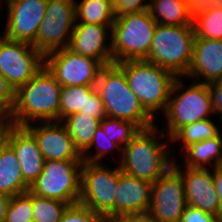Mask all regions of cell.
Wrapping results in <instances>:
<instances>
[{"mask_svg":"<svg viewBox=\"0 0 222 222\" xmlns=\"http://www.w3.org/2000/svg\"><path fill=\"white\" fill-rule=\"evenodd\" d=\"M157 127L155 125L151 128L140 130L122 148L121 158L118 161L122 172L154 183L173 165L175 157H170L172 149L171 147L168 148L172 144L171 139L167 137L166 141L168 142H163V140L161 142L159 139L163 138L165 131Z\"/></svg>","mask_w":222,"mask_h":222,"instance_id":"6da1fadb","label":"cell"},{"mask_svg":"<svg viewBox=\"0 0 222 222\" xmlns=\"http://www.w3.org/2000/svg\"><path fill=\"white\" fill-rule=\"evenodd\" d=\"M62 86L46 66L25 85L16 90L11 120L24 127L34 121H60V91Z\"/></svg>","mask_w":222,"mask_h":222,"instance_id":"7a4b0ae2","label":"cell"},{"mask_svg":"<svg viewBox=\"0 0 222 222\" xmlns=\"http://www.w3.org/2000/svg\"><path fill=\"white\" fill-rule=\"evenodd\" d=\"M95 87L107 117L132 122L140 130L156 125V120L144 109L129 88L123 70L116 63L102 67Z\"/></svg>","mask_w":222,"mask_h":222,"instance_id":"3957f363","label":"cell"},{"mask_svg":"<svg viewBox=\"0 0 222 222\" xmlns=\"http://www.w3.org/2000/svg\"><path fill=\"white\" fill-rule=\"evenodd\" d=\"M124 72L129 88L144 109L156 120L165 112L176 76L146 60H127L116 63Z\"/></svg>","mask_w":222,"mask_h":222,"instance_id":"277c9868","label":"cell"},{"mask_svg":"<svg viewBox=\"0 0 222 222\" xmlns=\"http://www.w3.org/2000/svg\"><path fill=\"white\" fill-rule=\"evenodd\" d=\"M182 79L185 77H176L162 117L166 120V136L170 139L185 125L211 118L214 114L208 84L193 80L185 88Z\"/></svg>","mask_w":222,"mask_h":222,"instance_id":"5b68a950","label":"cell"},{"mask_svg":"<svg viewBox=\"0 0 222 222\" xmlns=\"http://www.w3.org/2000/svg\"><path fill=\"white\" fill-rule=\"evenodd\" d=\"M194 39L193 25L157 24L146 61L184 77L191 64Z\"/></svg>","mask_w":222,"mask_h":222,"instance_id":"8992f818","label":"cell"},{"mask_svg":"<svg viewBox=\"0 0 222 222\" xmlns=\"http://www.w3.org/2000/svg\"><path fill=\"white\" fill-rule=\"evenodd\" d=\"M156 26L149 10L115 18L110 41L113 63L146 60Z\"/></svg>","mask_w":222,"mask_h":222,"instance_id":"52a82bcc","label":"cell"},{"mask_svg":"<svg viewBox=\"0 0 222 222\" xmlns=\"http://www.w3.org/2000/svg\"><path fill=\"white\" fill-rule=\"evenodd\" d=\"M83 160H45L43 171L29 187L42 197L77 204L81 192Z\"/></svg>","mask_w":222,"mask_h":222,"instance_id":"ba28073f","label":"cell"},{"mask_svg":"<svg viewBox=\"0 0 222 222\" xmlns=\"http://www.w3.org/2000/svg\"><path fill=\"white\" fill-rule=\"evenodd\" d=\"M118 168L119 164L112 169L102 163L83 162L78 203L89 207L101 218L114 217Z\"/></svg>","mask_w":222,"mask_h":222,"instance_id":"9c48e42d","label":"cell"},{"mask_svg":"<svg viewBox=\"0 0 222 222\" xmlns=\"http://www.w3.org/2000/svg\"><path fill=\"white\" fill-rule=\"evenodd\" d=\"M75 22V0H48L34 48L45 56L68 47Z\"/></svg>","mask_w":222,"mask_h":222,"instance_id":"30bf717a","label":"cell"},{"mask_svg":"<svg viewBox=\"0 0 222 222\" xmlns=\"http://www.w3.org/2000/svg\"><path fill=\"white\" fill-rule=\"evenodd\" d=\"M45 66V56L33 45L0 36V74L17 90Z\"/></svg>","mask_w":222,"mask_h":222,"instance_id":"8fae6325","label":"cell"},{"mask_svg":"<svg viewBox=\"0 0 222 222\" xmlns=\"http://www.w3.org/2000/svg\"><path fill=\"white\" fill-rule=\"evenodd\" d=\"M45 66L63 86H96L103 65L94 58L77 54L68 47L45 55Z\"/></svg>","mask_w":222,"mask_h":222,"instance_id":"7c38bea8","label":"cell"},{"mask_svg":"<svg viewBox=\"0 0 222 222\" xmlns=\"http://www.w3.org/2000/svg\"><path fill=\"white\" fill-rule=\"evenodd\" d=\"M186 206L182 174L172 165L152 183L148 213L157 222H181Z\"/></svg>","mask_w":222,"mask_h":222,"instance_id":"4fadbf2b","label":"cell"},{"mask_svg":"<svg viewBox=\"0 0 222 222\" xmlns=\"http://www.w3.org/2000/svg\"><path fill=\"white\" fill-rule=\"evenodd\" d=\"M7 18L2 35L33 45L46 12L48 0H5Z\"/></svg>","mask_w":222,"mask_h":222,"instance_id":"5bb4252c","label":"cell"},{"mask_svg":"<svg viewBox=\"0 0 222 222\" xmlns=\"http://www.w3.org/2000/svg\"><path fill=\"white\" fill-rule=\"evenodd\" d=\"M173 166L182 174L187 205L200 208L206 213L222 218V206L213 181V168H188L177 164Z\"/></svg>","mask_w":222,"mask_h":222,"instance_id":"9a60e30c","label":"cell"},{"mask_svg":"<svg viewBox=\"0 0 222 222\" xmlns=\"http://www.w3.org/2000/svg\"><path fill=\"white\" fill-rule=\"evenodd\" d=\"M38 124V125H37ZM24 126L37 140L44 160H82V154L61 121H48Z\"/></svg>","mask_w":222,"mask_h":222,"instance_id":"2e32d148","label":"cell"},{"mask_svg":"<svg viewBox=\"0 0 222 222\" xmlns=\"http://www.w3.org/2000/svg\"><path fill=\"white\" fill-rule=\"evenodd\" d=\"M2 135L4 141L15 152L24 182L30 187L42 173L45 161L37 140L25 127L9 123L5 125Z\"/></svg>","mask_w":222,"mask_h":222,"instance_id":"e0dca14e","label":"cell"},{"mask_svg":"<svg viewBox=\"0 0 222 222\" xmlns=\"http://www.w3.org/2000/svg\"><path fill=\"white\" fill-rule=\"evenodd\" d=\"M111 26L75 23L68 48L77 54L94 58L103 66L112 64L111 42H107L111 41Z\"/></svg>","mask_w":222,"mask_h":222,"instance_id":"ac0fdd59","label":"cell"},{"mask_svg":"<svg viewBox=\"0 0 222 222\" xmlns=\"http://www.w3.org/2000/svg\"><path fill=\"white\" fill-rule=\"evenodd\" d=\"M152 183L132 177L118 168L114 216L148 213Z\"/></svg>","mask_w":222,"mask_h":222,"instance_id":"d6986e66","label":"cell"},{"mask_svg":"<svg viewBox=\"0 0 222 222\" xmlns=\"http://www.w3.org/2000/svg\"><path fill=\"white\" fill-rule=\"evenodd\" d=\"M185 78L209 84L222 78V40L195 38ZM201 77V78H200Z\"/></svg>","mask_w":222,"mask_h":222,"instance_id":"ffe728a7","label":"cell"},{"mask_svg":"<svg viewBox=\"0 0 222 222\" xmlns=\"http://www.w3.org/2000/svg\"><path fill=\"white\" fill-rule=\"evenodd\" d=\"M20 164L13 149L0 136V193L13 197L25 193L29 186L24 182Z\"/></svg>","mask_w":222,"mask_h":222,"instance_id":"44dd1931","label":"cell"},{"mask_svg":"<svg viewBox=\"0 0 222 222\" xmlns=\"http://www.w3.org/2000/svg\"><path fill=\"white\" fill-rule=\"evenodd\" d=\"M182 166L188 168H208L207 165L216 166L222 164V135L221 132L212 139L193 143L182 153Z\"/></svg>","mask_w":222,"mask_h":222,"instance_id":"7402d4cb","label":"cell"},{"mask_svg":"<svg viewBox=\"0 0 222 222\" xmlns=\"http://www.w3.org/2000/svg\"><path fill=\"white\" fill-rule=\"evenodd\" d=\"M148 10L157 24L193 25L187 5L182 0H150Z\"/></svg>","mask_w":222,"mask_h":222,"instance_id":"603a6c76","label":"cell"},{"mask_svg":"<svg viewBox=\"0 0 222 222\" xmlns=\"http://www.w3.org/2000/svg\"><path fill=\"white\" fill-rule=\"evenodd\" d=\"M100 121L90 115L76 112L65 117L61 122L70 134L74 146L82 153L91 144Z\"/></svg>","mask_w":222,"mask_h":222,"instance_id":"cb8c5ba5","label":"cell"},{"mask_svg":"<svg viewBox=\"0 0 222 222\" xmlns=\"http://www.w3.org/2000/svg\"><path fill=\"white\" fill-rule=\"evenodd\" d=\"M75 1L76 22L97 25H112L115 21L113 0Z\"/></svg>","mask_w":222,"mask_h":222,"instance_id":"d4e9b609","label":"cell"},{"mask_svg":"<svg viewBox=\"0 0 222 222\" xmlns=\"http://www.w3.org/2000/svg\"><path fill=\"white\" fill-rule=\"evenodd\" d=\"M213 121V122H212ZM214 120L202 119L192 124L182 127L172 138L171 142H179L182 145L180 152L182 153L187 147L193 143L201 142L206 139H212L220 133Z\"/></svg>","mask_w":222,"mask_h":222,"instance_id":"484cf974","label":"cell"},{"mask_svg":"<svg viewBox=\"0 0 222 222\" xmlns=\"http://www.w3.org/2000/svg\"><path fill=\"white\" fill-rule=\"evenodd\" d=\"M95 86H63L60 91V121L65 117L85 110L86 98Z\"/></svg>","mask_w":222,"mask_h":222,"instance_id":"4316f807","label":"cell"},{"mask_svg":"<svg viewBox=\"0 0 222 222\" xmlns=\"http://www.w3.org/2000/svg\"><path fill=\"white\" fill-rule=\"evenodd\" d=\"M195 38L222 40V8H213L193 19Z\"/></svg>","mask_w":222,"mask_h":222,"instance_id":"83f0119b","label":"cell"},{"mask_svg":"<svg viewBox=\"0 0 222 222\" xmlns=\"http://www.w3.org/2000/svg\"><path fill=\"white\" fill-rule=\"evenodd\" d=\"M68 203L32 193L33 222H59Z\"/></svg>","mask_w":222,"mask_h":222,"instance_id":"f1b7e54d","label":"cell"},{"mask_svg":"<svg viewBox=\"0 0 222 222\" xmlns=\"http://www.w3.org/2000/svg\"><path fill=\"white\" fill-rule=\"evenodd\" d=\"M100 126L110 141L117 143L121 148L125 147L140 131L132 122L111 117L101 120Z\"/></svg>","mask_w":222,"mask_h":222,"instance_id":"f546056e","label":"cell"},{"mask_svg":"<svg viewBox=\"0 0 222 222\" xmlns=\"http://www.w3.org/2000/svg\"><path fill=\"white\" fill-rule=\"evenodd\" d=\"M4 222H33L32 192L11 197Z\"/></svg>","mask_w":222,"mask_h":222,"instance_id":"4dcf8cb0","label":"cell"},{"mask_svg":"<svg viewBox=\"0 0 222 222\" xmlns=\"http://www.w3.org/2000/svg\"><path fill=\"white\" fill-rule=\"evenodd\" d=\"M96 147V152L90 154L91 149ZM116 148L119 153L122 152V148L114 142L110 141V138L106 136L101 126L96 129L95 135L91 141V144L81 153L83 162L101 163L106 154L111 155V151Z\"/></svg>","mask_w":222,"mask_h":222,"instance_id":"1f68e13d","label":"cell"},{"mask_svg":"<svg viewBox=\"0 0 222 222\" xmlns=\"http://www.w3.org/2000/svg\"><path fill=\"white\" fill-rule=\"evenodd\" d=\"M16 99V90L0 74V117L7 123L11 120L12 110Z\"/></svg>","mask_w":222,"mask_h":222,"instance_id":"d6a6232c","label":"cell"},{"mask_svg":"<svg viewBox=\"0 0 222 222\" xmlns=\"http://www.w3.org/2000/svg\"><path fill=\"white\" fill-rule=\"evenodd\" d=\"M98 214L80 203L69 205L59 222H102Z\"/></svg>","mask_w":222,"mask_h":222,"instance_id":"836d02e7","label":"cell"},{"mask_svg":"<svg viewBox=\"0 0 222 222\" xmlns=\"http://www.w3.org/2000/svg\"><path fill=\"white\" fill-rule=\"evenodd\" d=\"M150 0H113L115 18L126 14L139 13L149 9Z\"/></svg>","mask_w":222,"mask_h":222,"instance_id":"e575fe53","label":"cell"},{"mask_svg":"<svg viewBox=\"0 0 222 222\" xmlns=\"http://www.w3.org/2000/svg\"><path fill=\"white\" fill-rule=\"evenodd\" d=\"M80 112L100 120L107 117L104 110V104L96 88L86 98L85 110H81Z\"/></svg>","mask_w":222,"mask_h":222,"instance_id":"d590c367","label":"cell"},{"mask_svg":"<svg viewBox=\"0 0 222 222\" xmlns=\"http://www.w3.org/2000/svg\"><path fill=\"white\" fill-rule=\"evenodd\" d=\"M181 222H220V220L215 215L206 213L200 208L187 205Z\"/></svg>","mask_w":222,"mask_h":222,"instance_id":"8d00e7d4","label":"cell"},{"mask_svg":"<svg viewBox=\"0 0 222 222\" xmlns=\"http://www.w3.org/2000/svg\"><path fill=\"white\" fill-rule=\"evenodd\" d=\"M188 8L189 14L194 19L195 17L217 8L216 0H182Z\"/></svg>","mask_w":222,"mask_h":222,"instance_id":"74e56055","label":"cell"},{"mask_svg":"<svg viewBox=\"0 0 222 222\" xmlns=\"http://www.w3.org/2000/svg\"><path fill=\"white\" fill-rule=\"evenodd\" d=\"M208 87L210 90L213 112L221 114L220 118L222 119V78L209 83Z\"/></svg>","mask_w":222,"mask_h":222,"instance_id":"f35d334b","label":"cell"},{"mask_svg":"<svg viewBox=\"0 0 222 222\" xmlns=\"http://www.w3.org/2000/svg\"><path fill=\"white\" fill-rule=\"evenodd\" d=\"M102 222H157V221H154L149 213H143V214H126L121 216L103 218Z\"/></svg>","mask_w":222,"mask_h":222,"instance_id":"ab89813d","label":"cell"},{"mask_svg":"<svg viewBox=\"0 0 222 222\" xmlns=\"http://www.w3.org/2000/svg\"><path fill=\"white\" fill-rule=\"evenodd\" d=\"M213 181L222 206V164L213 169Z\"/></svg>","mask_w":222,"mask_h":222,"instance_id":"60d3db41","label":"cell"},{"mask_svg":"<svg viewBox=\"0 0 222 222\" xmlns=\"http://www.w3.org/2000/svg\"><path fill=\"white\" fill-rule=\"evenodd\" d=\"M11 197L0 193V222L5 221L6 211Z\"/></svg>","mask_w":222,"mask_h":222,"instance_id":"b9f144b4","label":"cell"},{"mask_svg":"<svg viewBox=\"0 0 222 222\" xmlns=\"http://www.w3.org/2000/svg\"><path fill=\"white\" fill-rule=\"evenodd\" d=\"M7 124V122L4 119H0V136L3 133L4 127Z\"/></svg>","mask_w":222,"mask_h":222,"instance_id":"7bdbcfd3","label":"cell"},{"mask_svg":"<svg viewBox=\"0 0 222 222\" xmlns=\"http://www.w3.org/2000/svg\"><path fill=\"white\" fill-rule=\"evenodd\" d=\"M217 7L222 8V0H216Z\"/></svg>","mask_w":222,"mask_h":222,"instance_id":"ee69618b","label":"cell"}]
</instances>
